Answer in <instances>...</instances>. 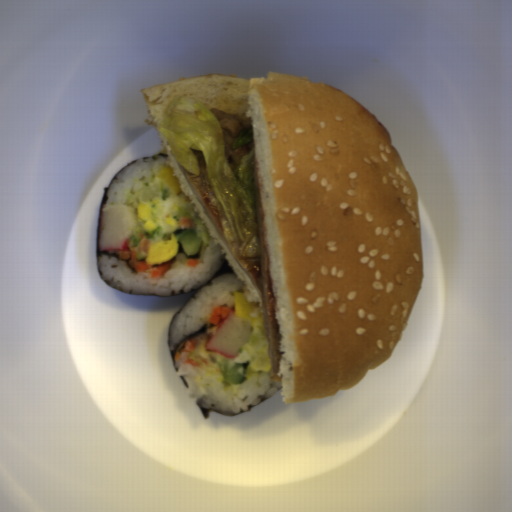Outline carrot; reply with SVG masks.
<instances>
[{"instance_id":"obj_2","label":"carrot","mask_w":512,"mask_h":512,"mask_svg":"<svg viewBox=\"0 0 512 512\" xmlns=\"http://www.w3.org/2000/svg\"><path fill=\"white\" fill-rule=\"evenodd\" d=\"M197 347V340L189 339L185 342L184 346L175 353L174 358L175 361H179L181 359H185V364H190L193 367H199L201 364L190 358L191 353Z\"/></svg>"},{"instance_id":"obj_1","label":"carrot","mask_w":512,"mask_h":512,"mask_svg":"<svg viewBox=\"0 0 512 512\" xmlns=\"http://www.w3.org/2000/svg\"><path fill=\"white\" fill-rule=\"evenodd\" d=\"M118 260L125 261L135 273H144L152 278L162 277L175 262L173 259L162 264H148L147 258L138 260L134 250H120L116 253Z\"/></svg>"},{"instance_id":"obj_5","label":"carrot","mask_w":512,"mask_h":512,"mask_svg":"<svg viewBox=\"0 0 512 512\" xmlns=\"http://www.w3.org/2000/svg\"><path fill=\"white\" fill-rule=\"evenodd\" d=\"M180 229H192L194 227V223L189 219H179Z\"/></svg>"},{"instance_id":"obj_4","label":"carrot","mask_w":512,"mask_h":512,"mask_svg":"<svg viewBox=\"0 0 512 512\" xmlns=\"http://www.w3.org/2000/svg\"><path fill=\"white\" fill-rule=\"evenodd\" d=\"M153 243L150 241V239H142L141 242L138 245L139 251H142L144 253L148 254L149 246Z\"/></svg>"},{"instance_id":"obj_3","label":"carrot","mask_w":512,"mask_h":512,"mask_svg":"<svg viewBox=\"0 0 512 512\" xmlns=\"http://www.w3.org/2000/svg\"><path fill=\"white\" fill-rule=\"evenodd\" d=\"M230 313L235 314L234 307H214L210 315V324L218 326V324L225 319Z\"/></svg>"},{"instance_id":"obj_6","label":"carrot","mask_w":512,"mask_h":512,"mask_svg":"<svg viewBox=\"0 0 512 512\" xmlns=\"http://www.w3.org/2000/svg\"><path fill=\"white\" fill-rule=\"evenodd\" d=\"M198 263H199V258H188L187 257V261H186L187 266L194 267Z\"/></svg>"}]
</instances>
